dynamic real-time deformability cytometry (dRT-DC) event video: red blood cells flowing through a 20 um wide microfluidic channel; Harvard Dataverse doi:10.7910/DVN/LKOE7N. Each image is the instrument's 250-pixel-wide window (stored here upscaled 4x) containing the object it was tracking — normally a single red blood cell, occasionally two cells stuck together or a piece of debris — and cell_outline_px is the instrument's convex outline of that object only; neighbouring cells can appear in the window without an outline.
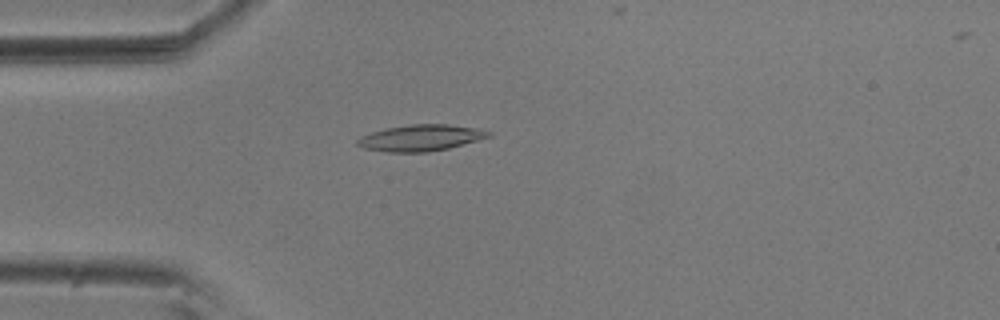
{"species": "common noctule bat (a hibernating species)", "species_latin": "Nyctalus noctula", "temperature_condition": "room temperature", "stored_images_in_passage": 35, "camera_frame_rate_fps": 3000, "um_per_image_px": 0.085, "animal": {"sex": "male", "body_mass_g": 20.5, "forearm_length_mm": 52.5}, "frame": {"image": 1, "passage_image": 15, "time_ms": 4.667, "image_size_px": [1000, 320], "cell_outline_px": [[492, 136], [448, 148], [428, 152], [388, 152], [364, 148], [356, 144], [356, 140], [360, 136], [384, 128], [408, 124], [448, 124], [476, 128], [492, 132]], "centroid_in_image_um": [35.74, 11.71], "position_along_channel_um": 49.3, "area_um2": 20.11}}
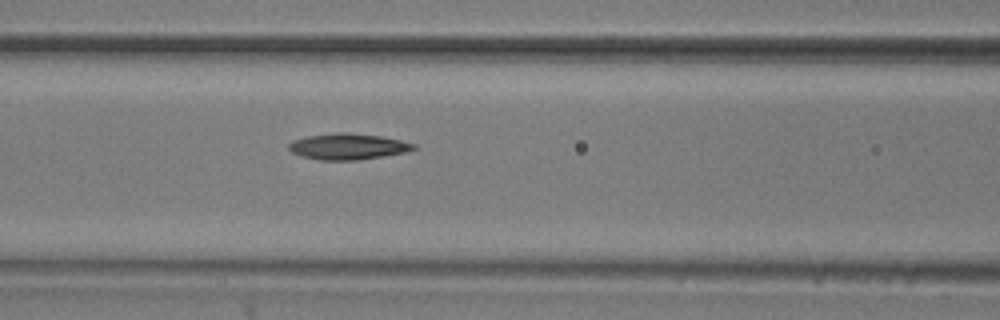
{"frame": {"image": 2, "passage_image": 23, "time_ms": 7.333, "image_size_px": [1000, 320], "cell_outline_px": [[416, 148], [404, 152], [384, 156], [356, 160], [320, 160], [300, 156], [292, 152], [288, 148], [288, 144], [292, 140], [304, 136], [340, 132], [348, 132], [380, 136], [400, 140], [416, 144]], "centroid_in_image_um": [29.52, 12.45], "position_along_channel_um": 137.1, "area_um2": 19.02}}
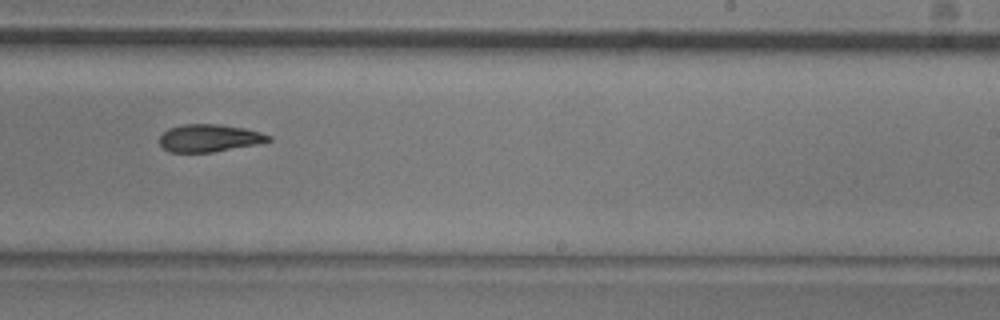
{"frame": {"image": 3, "passage_image": 34, "time_ms": 11.0, "image_size_px": [1000, 320], "cell_outline_px": [[272, 140], [256, 144], [212, 152], [168, 152], [160, 144], [160, 136], [168, 128], [184, 124], [216, 124], [244, 128], [260, 132], [272, 136]], "centroid_in_image_um": [17.78, 11.73], "position_along_channel_um": 271.2, "area_um2": 17.34}}